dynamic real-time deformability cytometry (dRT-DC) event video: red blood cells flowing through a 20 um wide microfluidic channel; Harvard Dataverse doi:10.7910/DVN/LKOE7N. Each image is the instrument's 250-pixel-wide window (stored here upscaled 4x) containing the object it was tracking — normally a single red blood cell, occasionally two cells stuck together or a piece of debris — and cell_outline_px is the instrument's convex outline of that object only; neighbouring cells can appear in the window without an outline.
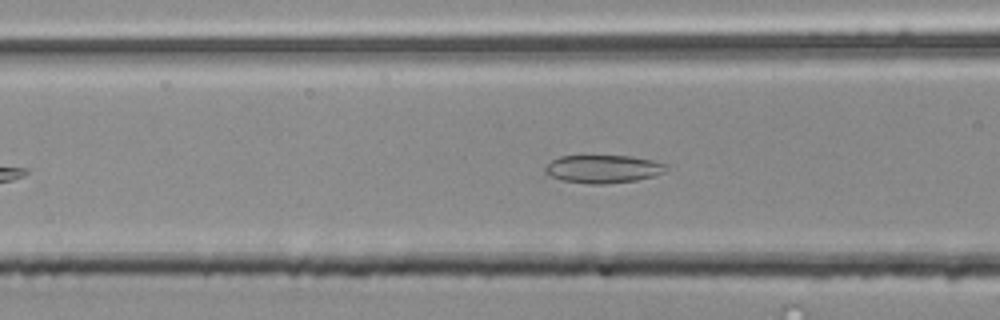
{"species": "common noctule bat (a hibernating species)", "species_latin": "Nyctalus noctula", "temperature_condition": "room temperature", "stored_images_in_passage": 45, "camera_frame_rate_fps": 3000, "um_per_image_px": 0.085, "animal": {"sex": "male", "body_mass_g": 20.4}, "frame": {"image": 1, "passage_image": 12, "time_ms": 3.667, "image_size_px": [1000, 320], "cell_outline_px": [[668, 168], [664, 172], [656, 176], [636, 180], [604, 184], [588, 184], [560, 180], [544, 172], [544, 168], [552, 160], [560, 156], [632, 156], [652, 160], [668, 164]], "centroid_in_image_um": [51.29, 14.36], "position_along_channel_um": 115.3, "area_um2": 19.88}}
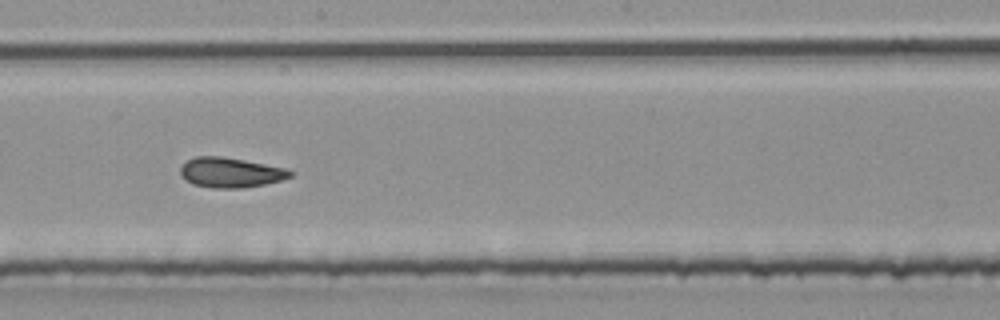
{"frame": {"image": 2, "passage_image": 21, "time_ms": 6.667, "image_size_px": [1000, 320], "cell_outline_px": [[296, 172], [292, 176], [280, 180], [264, 184], [240, 188], [212, 188], [192, 184], [184, 180], [180, 176], [180, 168], [188, 160], [196, 156], [220, 156], [244, 160], [284, 168]], "centroid_in_image_um": [19.56, 14.67], "position_along_channel_um": 228.6, "area_um2": 19.13}}
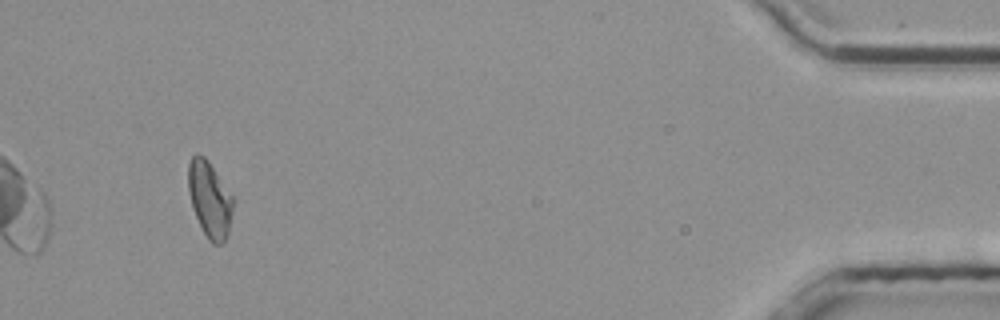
{"frame": {"image": 3, "passage_image": 42, "time_ms": 13.667, "image_size_px": [1000, 320], "cell_outline_px": [[232, 216], [228, 236], [224, 244], [212, 244], [208, 240], [192, 208], [188, 188], [188, 164], [192, 156], [204, 156], [208, 160], [232, 196]], "centroid_in_image_um": [17.83, 16.99], "position_along_channel_um": 417.4, "area_um2": 19.65}, "authors_computed_cell_mechanics": {"area_um2": 19.4208, "velocity_mm_per_s": 3.7759, "shape_relaxation_time_tau1_ms": null, "shape_relaxation_time_tau2_ms": 2.3354, "deformation_change_tau1": null, "deformation_change_tau2": 0.0964}}